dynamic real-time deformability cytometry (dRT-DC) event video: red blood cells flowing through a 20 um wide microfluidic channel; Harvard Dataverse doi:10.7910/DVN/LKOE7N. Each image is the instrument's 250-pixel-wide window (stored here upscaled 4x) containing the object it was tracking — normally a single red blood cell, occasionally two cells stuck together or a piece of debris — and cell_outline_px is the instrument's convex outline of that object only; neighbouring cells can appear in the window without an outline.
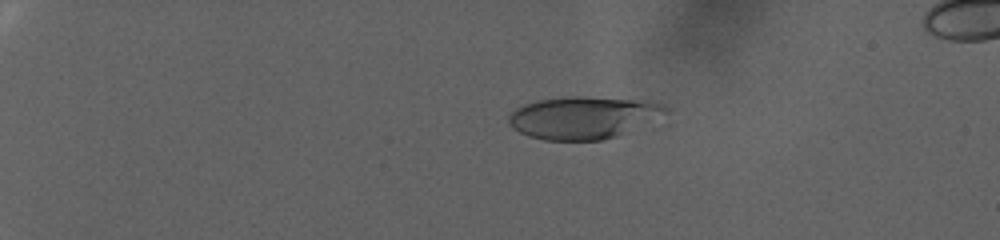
{"species": "human", "species_latin": "Homo sapiens", "temperature_condition": "warm", "stored_images_in_passage": 94, "camera_frame_rate_fps": 3000, "um_per_image_px": 0.085, "donor": {"sex": "female"}, "frame": {"image": 1, "passage_image": 24, "time_ms": 7.667, "image_size_px": [1000, 240], "cell_outline_px": [[668, 108], [616, 136], [604, 140], [544, 140], [528, 136], [512, 128], [508, 124], [508, 116], [516, 108], [524, 104], [536, 100], [572, 96], [584, 96], [632, 100], [664, 104]], "centroid_in_image_um": [49.36, 9.99], "position_along_channel_um": 35.6, "area_um2": 37.45}}
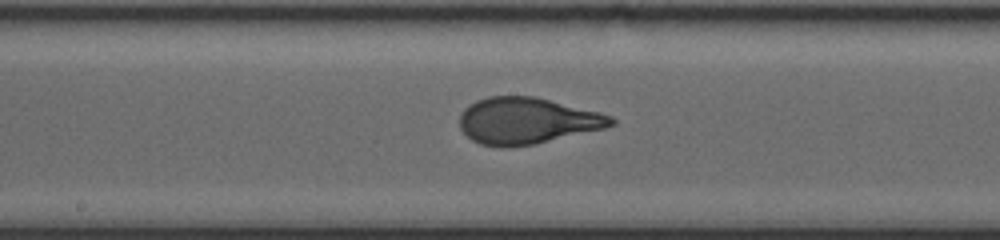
{"frame": {"image": 2, "passage_image": 58, "time_ms": 19.0, "image_size_px": [1000, 240], "cell_outline_px": [[616, 124], [604, 128], [536, 144], [508, 148], [500, 148], [480, 144], [472, 140], [460, 128], [460, 112], [468, 104], [476, 100], [488, 96], [536, 96], [600, 112], [612, 116], [616, 120]], "centroid_in_image_um": [44.78, 10.27], "position_along_channel_um": 203.4, "area_um2": 41.44}}
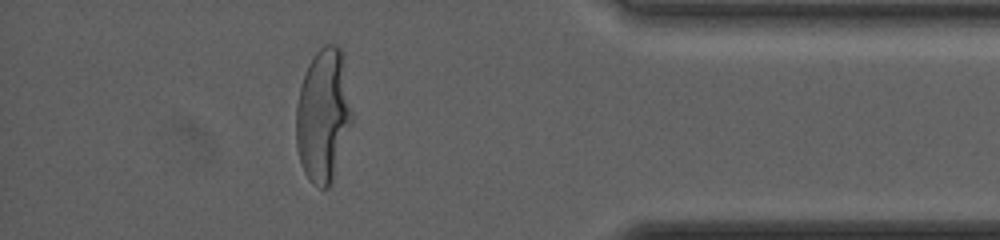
{"frame": {"image": 3, "passage_image": 86, "time_ms": 28.333, "image_size_px": [1000, 240], "cell_outline_px": [[352, 124], [332, 184], [328, 188], [320, 188], [312, 184], [304, 172], [300, 164], [296, 148], [296, 104], [300, 84], [308, 64], [316, 52], [324, 44], [336, 44], [340, 48], [352, 112]], "centroid_in_image_um": [27.45, 9.87], "position_along_channel_um": 407.7, "area_um2": 43.7}, "authors_computed_cell_mechanics": {"area_um2": 40.2288, "velocity_mm_per_s": 2.4182, "shape_relaxation_time_tau1_ms": 8.6679, "shape_relaxation_time_tau2_ms": null, "deformation_change_tau1": 0.2776, "deformation_change_tau2": null}}